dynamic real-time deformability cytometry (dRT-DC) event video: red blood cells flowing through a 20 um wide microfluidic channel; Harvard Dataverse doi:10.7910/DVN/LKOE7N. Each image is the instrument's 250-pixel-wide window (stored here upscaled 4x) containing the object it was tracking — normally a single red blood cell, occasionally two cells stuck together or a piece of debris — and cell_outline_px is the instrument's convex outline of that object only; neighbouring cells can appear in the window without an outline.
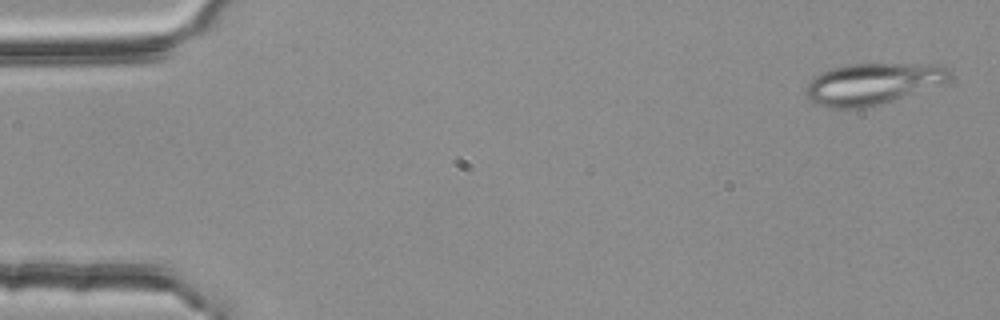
{"species": "common noctule bat (a hibernating species)", "species_latin": "Nyctalus noctula", "temperature_condition": "room temperature", "stored_images_in_passage": 4, "camera_frame_rate_fps": 3000, "um_per_image_px": 0.085, "animal": {"sex": "female", "body_mass_g": 25.1}, "frame": {"image": 1, "passage_image": 1, "time_ms": 0.0, "image_size_px": [1000, 320], "cell_outline_px": [[952, 76], [948, 80], [940, 84], [880, 104], [860, 108], [828, 108], [816, 104], [804, 92], [804, 88], [816, 76], [832, 68], [848, 64], [944, 64], [952, 72]], "centroid_in_image_um": [74.19, 7.11], "position_along_channel_um": 10.8, "area_um2": 34.33}}